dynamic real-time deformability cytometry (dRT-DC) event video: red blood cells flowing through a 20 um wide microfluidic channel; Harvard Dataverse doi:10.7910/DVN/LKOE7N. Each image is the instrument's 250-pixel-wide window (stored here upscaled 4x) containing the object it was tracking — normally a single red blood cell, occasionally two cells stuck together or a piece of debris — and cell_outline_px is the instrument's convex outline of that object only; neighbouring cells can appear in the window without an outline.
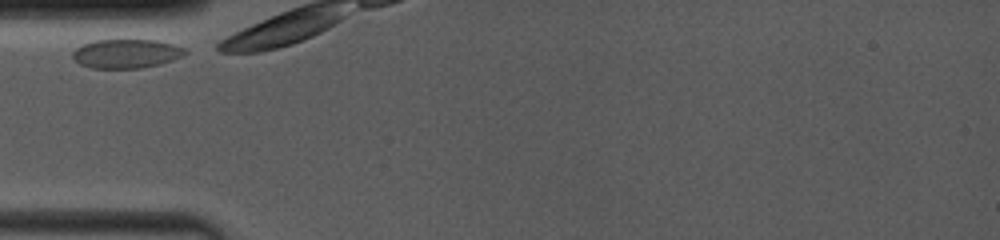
{"species": "common noctule bat (a hibernating species)", "species_latin": "Nyctalus noctula", "temperature_condition": "room temperature", "stored_images_in_passage": 3, "camera_frame_rate_fps": 4000, "um_per_image_px": 0.085, "animal": {"sex": "female", "body_mass_g": 19.0, "forearm_length_mm": 53.3}, "frame": {"image": 1, "passage_image": 1, "time_ms": 0.0, "image_size_px": [1000, 240], "cell_outline_px": [[188, 52], [184, 56], [160, 64], [140, 68], [92, 68], [80, 64], [72, 56], [72, 52], [76, 48], [84, 44], [96, 40], [156, 40], [172, 44], [184, 48]], "centroid_in_image_um": [10.75, 4.56], "position_along_channel_um": 74.2, "area_um2": 18.9}}